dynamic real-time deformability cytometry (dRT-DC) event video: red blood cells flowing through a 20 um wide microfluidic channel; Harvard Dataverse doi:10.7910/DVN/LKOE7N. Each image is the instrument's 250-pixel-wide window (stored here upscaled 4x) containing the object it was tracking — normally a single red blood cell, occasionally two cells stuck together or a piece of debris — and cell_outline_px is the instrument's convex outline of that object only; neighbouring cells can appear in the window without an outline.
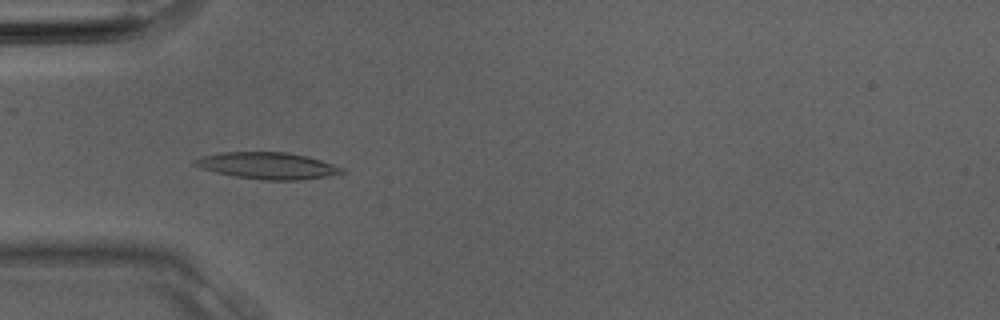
{"species": "Egyptian fruit bat (a non-hibernating species)", "species_latin": "Rousettus aegyptiacus", "temperature_condition": "room temperature", "stored_images_in_passage": 3, "camera_frame_rate_fps": 3000, "um_per_image_px": 0.085, "animal": {"sex": "male"}, "frame": {"image": 1, "passage_image": 3, "time_ms": 0.667, "image_size_px": [1000, 320], "cell_outline_px": [[348, 172], [328, 176], [300, 180], [264, 180], [236, 176], [216, 172], [200, 168], [192, 164], [192, 160], [204, 156], [224, 152], [288, 152], [320, 160], [344, 168]], "centroid_in_image_um": [22.76, 14.09], "position_along_channel_um": 62.2, "area_um2": 22.72}}